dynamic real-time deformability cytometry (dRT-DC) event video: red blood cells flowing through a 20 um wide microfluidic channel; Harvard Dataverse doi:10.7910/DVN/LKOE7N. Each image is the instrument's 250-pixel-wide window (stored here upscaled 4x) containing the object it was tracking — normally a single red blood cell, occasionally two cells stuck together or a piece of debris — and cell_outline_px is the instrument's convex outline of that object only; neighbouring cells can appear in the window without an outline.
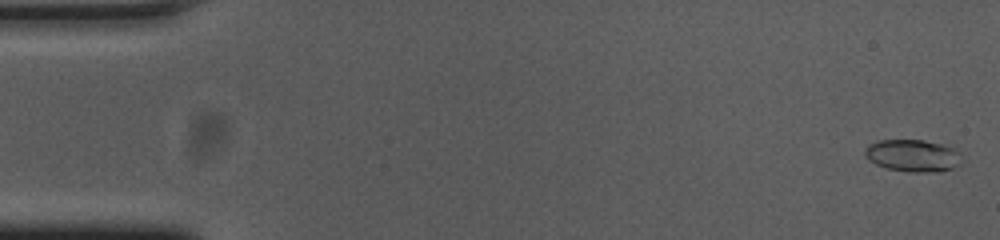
{"species": "common noctule bat (a hibernating species)", "species_latin": "Nyctalus noctula", "temperature_condition": "cold", "stored_images_in_passage": 25, "camera_frame_rate_fps": 3000, "um_per_image_px": 0.085, "animal": {"sex": "female", "body_mass_g": 23.0, "forearm_length_mm": 53.4}, "frame": {"image": 1, "passage_image": 1, "time_ms": 0.0, "image_size_px": [1000, 240], "cell_outline_px": [[964, 160], [960, 164], [952, 168], [940, 172], [908, 172], [888, 168], [876, 164], [868, 160], [864, 156], [864, 148], [868, 144], [876, 140], [924, 140], [944, 144], [960, 152]], "centroid_in_image_um": [77.6, 13.22], "position_along_channel_um": 7.4, "area_um2": 18.55}}
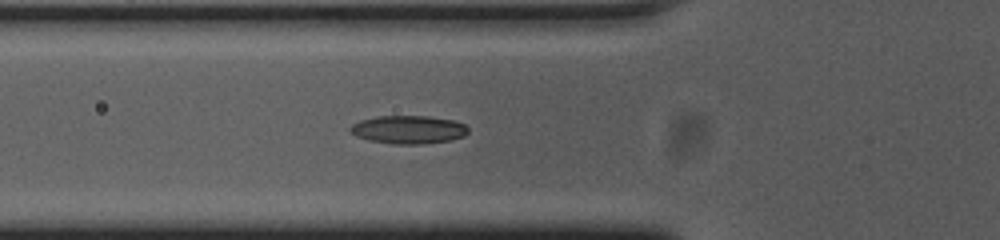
{"frame": {"image": 2, "passage_image": 19, "time_ms": 6.0, "image_size_px": [1000, 240], "cell_outline_px": [[468, 132], [464, 136], [452, 140], [424, 144], [392, 144], [368, 140], [356, 136], [348, 128], [352, 124], [360, 120], [376, 116], [428, 116], [452, 120], [464, 124], [468, 128]], "centroid_in_image_um": [34.71, 11.02], "position_along_channel_um": 91.1, "area_um2": 19.48}}
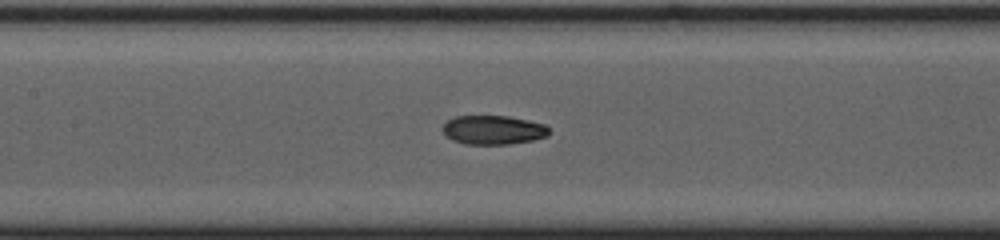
{"frame": {"image": 3, "passage_image": 25, "time_ms": 8.0, "image_size_px": [1000, 240], "cell_outline_px": [[548, 136], [532, 140], [508, 144], [464, 144], [452, 140], [440, 128], [448, 120], [456, 116], [508, 116], [528, 120], [544, 124], [548, 128]], "centroid_in_image_um": [41.9, 11.04], "position_along_channel_um": 165.5, "area_um2": 17.92}}